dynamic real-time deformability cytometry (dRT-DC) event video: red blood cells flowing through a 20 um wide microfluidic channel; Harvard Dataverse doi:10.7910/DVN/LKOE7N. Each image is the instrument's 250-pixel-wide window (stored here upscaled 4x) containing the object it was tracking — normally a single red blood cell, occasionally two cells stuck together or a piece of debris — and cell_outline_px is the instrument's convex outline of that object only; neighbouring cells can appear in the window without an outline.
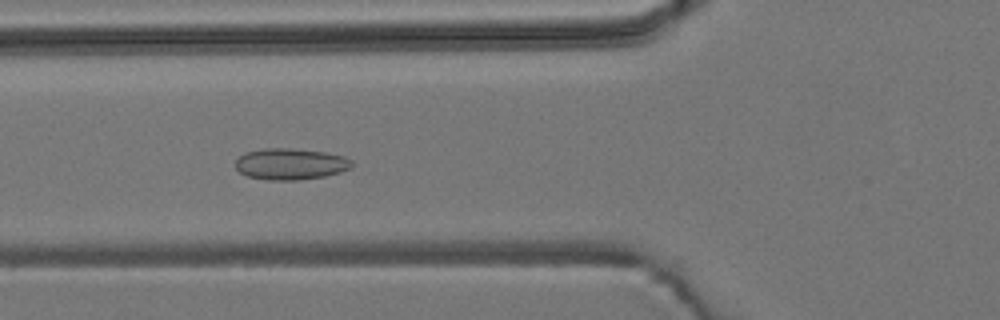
{"species": "common noctule bat (a hibernating species)", "species_latin": "Nyctalus noctula", "temperature_condition": "room temperature", "stored_images_in_passage": 49, "camera_frame_rate_fps": 3000, "um_per_image_px": 0.085, "animal": {"sex": "male", "body_mass_g": 19.2, "forearm_length_mm": 51.8}, "frame": {"image": 1, "passage_image": 19, "time_ms": 6.0, "image_size_px": [1000, 320], "cell_outline_px": [[352, 168], [340, 172], [324, 176], [300, 180], [268, 180], [248, 176], [240, 172], [236, 168], [236, 160], [244, 152], [264, 148], [292, 148], [324, 152], [344, 156], [352, 160]], "centroid_in_image_um": [24.7, 13.93], "position_along_channel_um": 101.1, "area_um2": 21.33}}
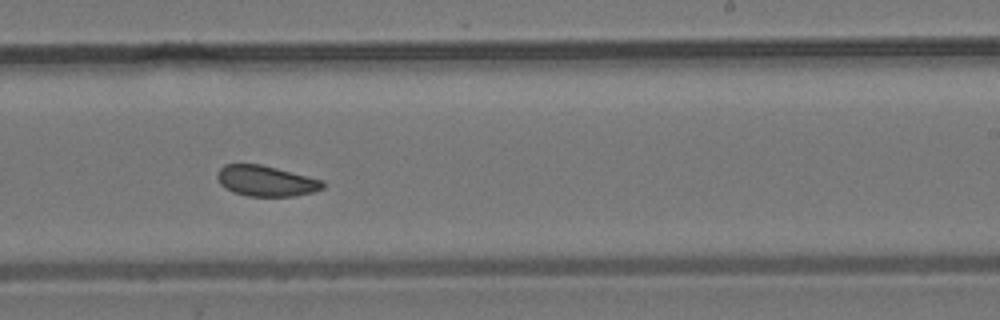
{"frame": {"image": 2, "passage_image": 32, "time_ms": 10.333, "image_size_px": [1000, 320], "cell_outline_px": [[324, 188], [312, 192], [296, 196], [248, 196], [232, 192], [224, 188], [220, 184], [216, 176], [216, 172], [224, 164], [260, 164], [324, 180]], "centroid_in_image_um": [22.58, 15.38], "position_along_channel_um": 266.4, "area_um2": 18.96}}
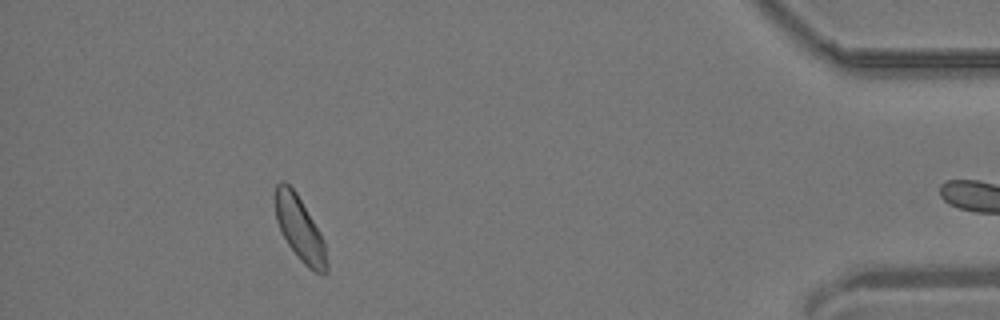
{"frame": {"image": 3, "passage_image": 48, "time_ms": 15.667, "image_size_px": [1000, 320], "cell_outline_px": [[328, 272], [316, 272], [308, 268], [300, 260], [288, 244], [276, 220], [276, 184], [280, 180], [284, 180], [296, 192], [320, 232], [324, 240], [328, 264]], "centroid_in_image_um": [25.5, 19.45], "position_along_channel_um": 409.7, "area_um2": 18.96}, "authors_computed_cell_mechanics": {"area_um2": 19.5942, "velocity_mm_per_s": 3.8084, "shape_relaxation_time_tau1_ms": null, "shape_relaxation_time_tau2_ms": 2.4424, "deformation_change_tau1": null, "deformation_change_tau2": 0.0737}}